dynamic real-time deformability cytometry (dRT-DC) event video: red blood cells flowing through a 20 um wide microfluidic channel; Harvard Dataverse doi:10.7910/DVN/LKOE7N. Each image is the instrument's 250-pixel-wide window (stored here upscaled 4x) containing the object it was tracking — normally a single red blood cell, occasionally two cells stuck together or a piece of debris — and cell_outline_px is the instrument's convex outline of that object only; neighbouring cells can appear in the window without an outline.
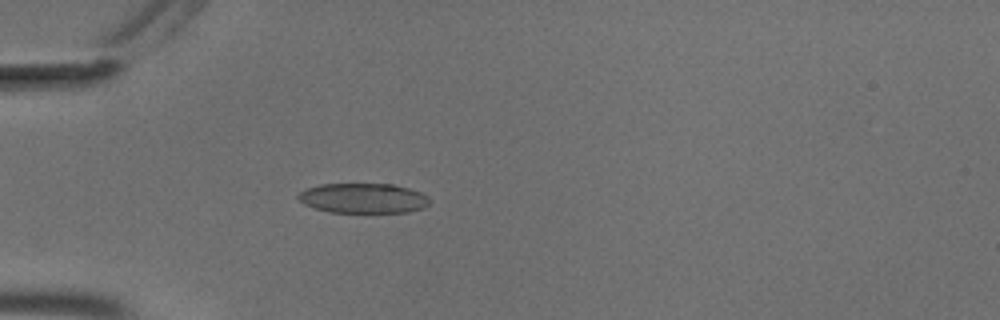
{"species": "common noctule bat (a hibernating species)", "species_latin": "Nyctalus noctula", "temperature_condition": "cold", "stored_images_in_passage": 24, "camera_frame_rate_fps": 3000, "um_per_image_px": 0.085, "animal": {"sex": "male", "body_mass_g": 18.8}, "frame": {"image": 1, "passage_image": 17, "time_ms": 5.333, "image_size_px": [1000, 320], "cell_outline_px": [[428, 204], [424, 208], [408, 212], [328, 212], [304, 204], [296, 196], [304, 188], [320, 184], [392, 184], [408, 188], [420, 192], [428, 196]], "centroid_in_image_um": [30.85, 16.84], "position_along_channel_um": 54.1, "area_um2": 22.89}}
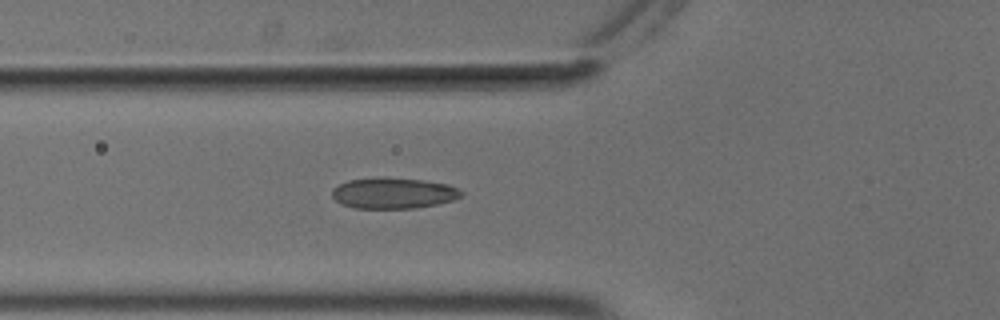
{"frame": {"image": 2, "passage_image": 21, "time_ms": 6.667, "image_size_px": [1000, 320], "cell_outline_px": [[464, 196], [456, 200], [416, 208], [356, 208], [340, 204], [332, 196], [332, 188], [348, 180], [380, 176], [384, 176], [424, 180], [448, 184], [460, 188], [464, 192]], "centroid_in_image_um": [33.49, 16.4], "position_along_channel_um": 92.3, "area_um2": 23.81}}
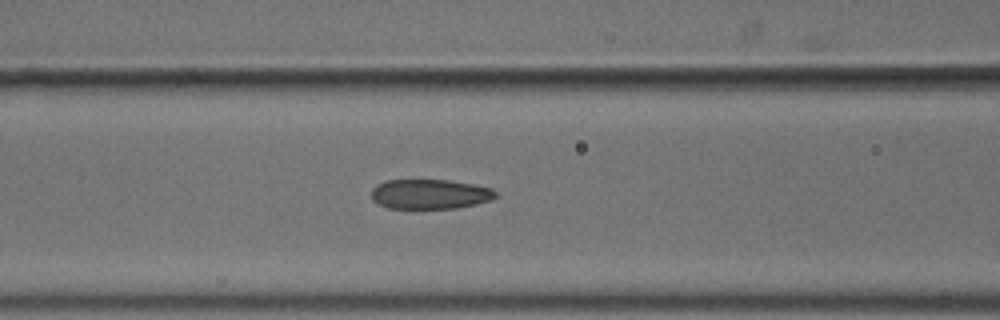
{"frame": {"image": 3, "passage_image": 24, "time_ms": 7.667, "image_size_px": [1000, 320], "cell_outline_px": [[496, 196], [492, 200], [476, 204], [456, 208], [388, 208], [372, 200], [372, 188], [376, 184], [388, 180], [448, 180], [472, 184], [492, 188], [496, 192]], "centroid_in_image_um": [36.55, 16.5], "position_along_channel_um": 130.1, "area_um2": 21.5}}